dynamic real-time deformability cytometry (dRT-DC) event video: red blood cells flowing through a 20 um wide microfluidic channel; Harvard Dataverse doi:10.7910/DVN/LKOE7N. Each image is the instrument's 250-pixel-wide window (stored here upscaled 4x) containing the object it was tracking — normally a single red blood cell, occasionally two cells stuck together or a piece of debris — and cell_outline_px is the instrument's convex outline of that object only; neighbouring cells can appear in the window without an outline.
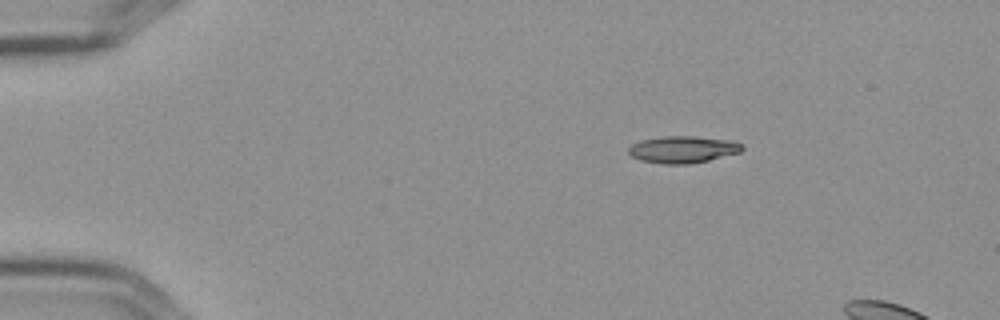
{"species": "Egyptian fruit bat (a non-hibernating species)", "species_latin": "Rousettus aegyptiacus", "temperature_condition": "cold", "stored_images_in_passage": 2, "camera_frame_rate_fps": 3000, "um_per_image_px": 0.085, "frame": {"image": 1, "passage_image": 1, "time_ms": 0.0, "image_size_px": [1000, 320], "cell_outline_px": [[744, 148], [740, 152], [708, 160], [688, 164], [664, 164], [640, 160], [632, 156], [628, 152], [628, 148], [632, 144], [640, 140], [664, 136], [692, 136], [732, 140], [744, 144]], "centroid_in_image_um": [58.05, 12.7], "position_along_channel_um": 27.0, "area_um2": 17.86}}